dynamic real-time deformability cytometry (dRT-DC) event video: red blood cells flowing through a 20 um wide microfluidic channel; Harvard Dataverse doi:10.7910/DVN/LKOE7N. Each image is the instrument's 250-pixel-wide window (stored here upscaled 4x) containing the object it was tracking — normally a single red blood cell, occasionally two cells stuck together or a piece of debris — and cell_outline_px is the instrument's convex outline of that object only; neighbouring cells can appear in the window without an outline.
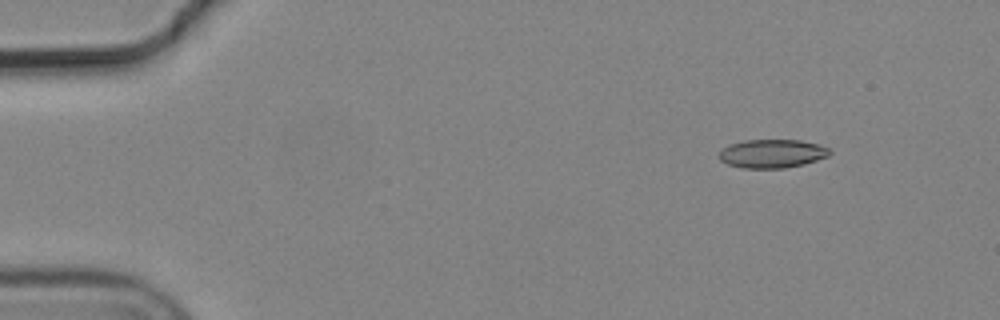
{"species": "common noctule bat (a hibernating species)", "species_latin": "Nyctalus noctula", "temperature_condition": "cold", "stored_images_in_passage": 6, "camera_frame_rate_fps": 3000, "um_per_image_px": 0.085, "animal": {"sex": "male", "body_mass_g": 19.2, "forearm_length_mm": 51.8}, "frame": {"image": 1, "passage_image": 2, "time_ms": 0.333, "image_size_px": [1000, 320], "cell_outline_px": [[832, 152], [828, 156], [804, 164], [784, 168], [740, 168], [728, 164], [720, 160], [720, 152], [724, 148], [732, 144], [744, 140], [800, 140], [816, 144], [828, 148]], "centroid_in_image_um": [65.64, 13.06], "position_along_channel_um": 19.4, "area_um2": 18.21}}